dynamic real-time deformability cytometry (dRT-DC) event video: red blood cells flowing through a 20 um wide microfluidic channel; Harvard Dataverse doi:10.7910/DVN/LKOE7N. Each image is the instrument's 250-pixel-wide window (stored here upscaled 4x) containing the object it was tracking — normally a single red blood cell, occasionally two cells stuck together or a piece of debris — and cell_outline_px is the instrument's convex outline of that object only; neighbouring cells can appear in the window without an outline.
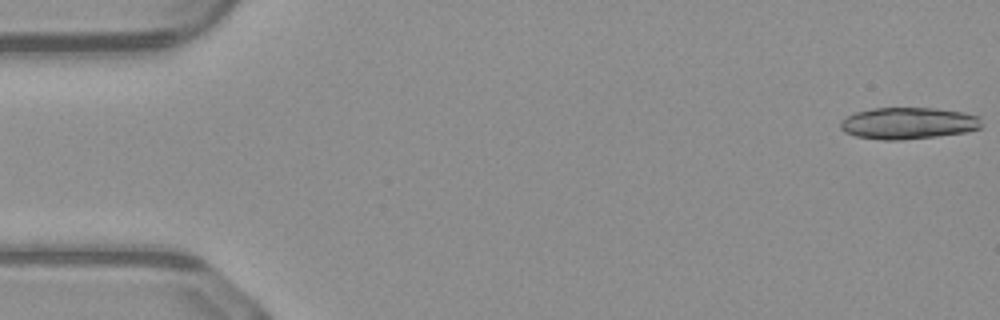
{"species": "common noctule bat (a hibernating species)", "species_latin": "Nyctalus noctula", "temperature_condition": "warm", "stored_images_in_passage": 17, "camera_frame_rate_fps": 3000, "um_per_image_px": 0.085, "animal": {"sex": "male", "body_mass_g": 23.1, "forearm_length_mm": 52.7}, "frame": {"image": 1, "passage_image": 1, "time_ms": 0.0, "image_size_px": [1000, 320], "cell_outline_px": [[984, 124], [980, 128], [968, 132], [936, 136], [900, 140], [884, 140], [856, 136], [844, 132], [840, 128], [840, 120], [856, 112], [872, 108], [936, 108], [964, 112], [980, 116]], "centroid_in_image_um": [77.24, 10.47], "position_along_channel_um": 7.8, "area_um2": 26.3}}